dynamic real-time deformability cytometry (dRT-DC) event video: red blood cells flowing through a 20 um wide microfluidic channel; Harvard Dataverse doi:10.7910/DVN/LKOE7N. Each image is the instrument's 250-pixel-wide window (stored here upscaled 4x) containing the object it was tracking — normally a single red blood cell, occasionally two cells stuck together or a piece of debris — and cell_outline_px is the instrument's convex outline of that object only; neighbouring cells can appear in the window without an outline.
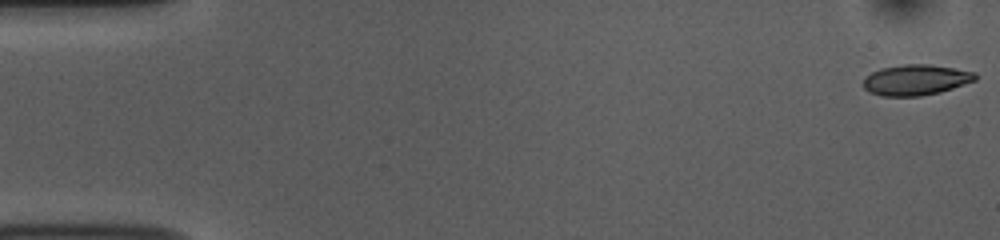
{"species": "common noctule bat (a hibernating species)", "species_latin": "Nyctalus noctula", "temperature_condition": "room temperature", "stored_images_in_passage": 53, "camera_frame_rate_fps": 3000, "um_per_image_px": 0.085, "animal": {"sex": "female", "body_mass_g": 10.0, "forearm_length_mm": 53.1}, "frame": {"image": 1, "passage_image": 1, "time_ms": 0.0, "image_size_px": [1000, 240], "cell_outline_px": [[976, 80], [940, 92], [920, 96], [880, 96], [868, 92], [864, 88], [864, 80], [872, 72], [880, 68], [904, 64], [928, 64], [976, 72]], "centroid_in_image_um": [77.83, 6.79], "position_along_channel_um": 7.2, "area_um2": 19.88}}
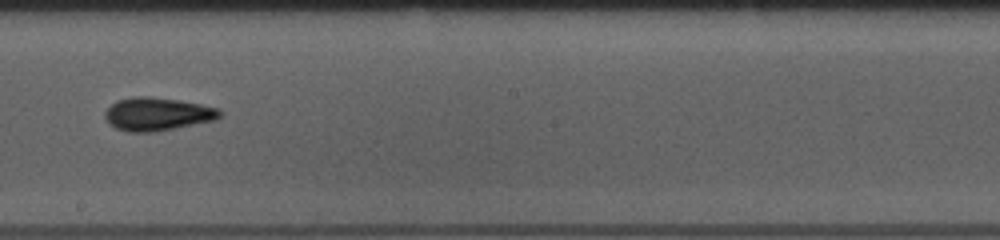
{"frame": {"image": 2, "passage_image": 30, "time_ms": 9.667, "image_size_px": [1000, 240], "cell_outline_px": [[224, 112], [216, 120], [156, 132], [128, 132], [116, 128], [108, 124], [104, 116], [104, 112], [116, 100], [132, 96], [148, 96], [180, 100], [220, 108]], "centroid_in_image_um": [13.38, 9.69], "position_along_channel_um": 234.8, "area_um2": 22.54}}
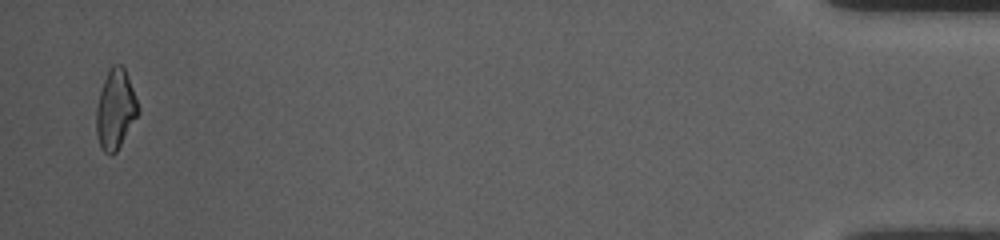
{"frame": {"image": 3, "passage_image": 52, "time_ms": 17.0, "image_size_px": [1000, 240], "cell_outline_px": [[140, 112], [116, 152], [112, 156], [108, 156], [100, 148], [96, 132], [96, 108], [100, 92], [104, 80], [112, 64], [124, 64], [140, 108]], "centroid_in_image_um": [9.82, 9.31], "position_along_channel_um": 425.4, "area_um2": 19.65}, "authors_computed_cell_mechanics": {"area_um2": 20.2878, "velocity_mm_per_s": 3.772, "shape_relaxation_time_tau1_ms": 3.5622, "shape_relaxation_time_tau2_ms": 3.5935, "deformation_change_tau1": 0.115, "deformation_change_tau2": 0.1003}}